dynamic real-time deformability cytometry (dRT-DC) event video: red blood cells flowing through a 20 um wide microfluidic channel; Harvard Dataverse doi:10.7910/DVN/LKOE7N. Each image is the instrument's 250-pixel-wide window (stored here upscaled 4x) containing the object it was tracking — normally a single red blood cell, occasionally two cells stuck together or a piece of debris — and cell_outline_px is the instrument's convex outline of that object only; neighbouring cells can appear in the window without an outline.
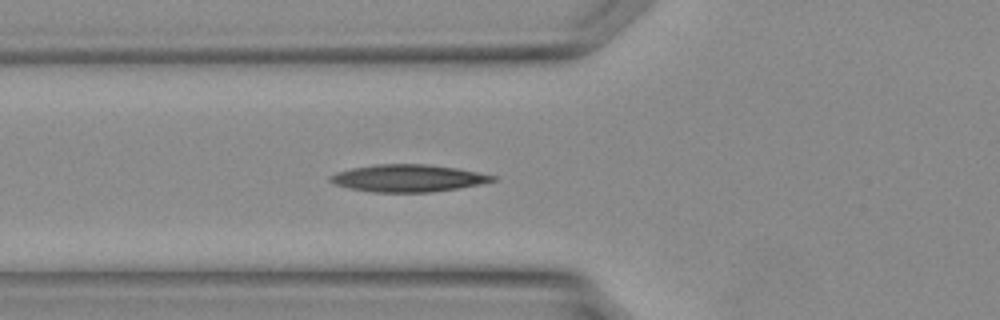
{"species": "Egyptian fruit bat (a non-hibernating species)", "species_latin": "Rousettus aegyptiacus", "temperature_condition": "warm", "stored_images_in_passage": 29, "camera_frame_rate_fps": 3000, "um_per_image_px": 0.085, "animal": {"sex": "female"}, "frame": {"image": 1, "passage_image": 9, "time_ms": 2.667, "image_size_px": [1000, 320], "cell_outline_px": [[496, 180], [480, 184], [460, 188], [432, 192], [372, 192], [352, 188], [336, 184], [328, 180], [328, 176], [336, 172], [352, 168], [376, 164], [428, 164], [456, 168], [496, 176]], "centroid_in_image_um": [34.68, 15.14], "position_along_channel_um": 91.1, "area_um2": 25.66}}